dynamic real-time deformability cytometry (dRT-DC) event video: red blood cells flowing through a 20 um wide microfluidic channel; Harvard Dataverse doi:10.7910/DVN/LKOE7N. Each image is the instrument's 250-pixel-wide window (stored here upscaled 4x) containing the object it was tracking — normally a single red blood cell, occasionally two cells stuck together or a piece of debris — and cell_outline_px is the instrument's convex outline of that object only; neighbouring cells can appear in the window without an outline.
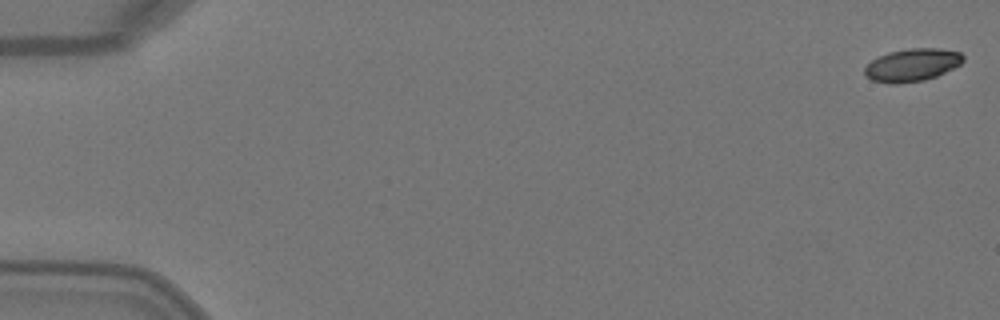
{"species": "Egyptian fruit bat (a non-hibernating species)", "species_latin": "Rousettus aegyptiacus", "temperature_condition": "warm", "stored_images_in_passage": 5, "camera_frame_rate_fps": 3000, "um_per_image_px": 0.085, "animal": {"sex": "female"}, "frame": {"image": 1, "passage_image": 1, "time_ms": 0.0, "image_size_px": [1000, 320], "cell_outline_px": [[964, 60], [960, 64], [936, 76], [924, 80], [896, 84], [888, 84], [872, 80], [864, 72], [864, 68], [872, 60], [888, 52], [908, 48], [940, 48], [960, 52], [964, 56]], "centroid_in_image_um": [77.53, 5.52], "position_along_channel_um": 7.5, "area_um2": 18.73}}
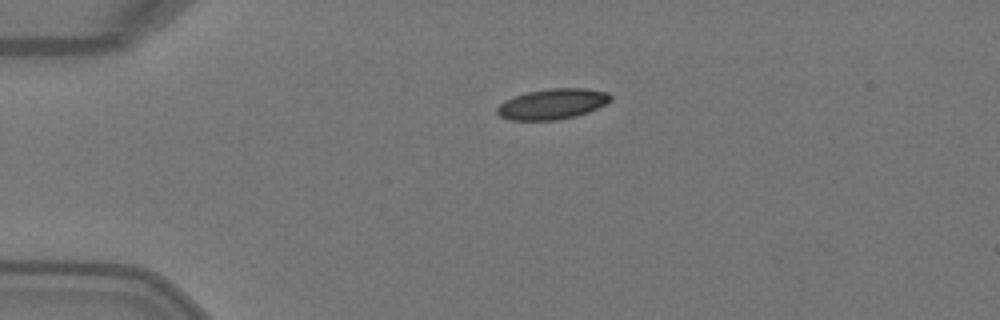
{"frame": {"image": 2, "passage_image": 4, "time_ms": 1.0, "image_size_px": [1000, 320], "cell_outline_px": [[612, 100], [588, 112], [576, 116], [556, 120], [508, 120], [500, 116], [496, 112], [496, 108], [504, 100], [528, 92], [552, 88], [584, 88], [608, 92], [612, 96]], "centroid_in_image_um": [46.95, 8.84], "position_along_channel_um": 38.1, "area_um2": 20.11}}